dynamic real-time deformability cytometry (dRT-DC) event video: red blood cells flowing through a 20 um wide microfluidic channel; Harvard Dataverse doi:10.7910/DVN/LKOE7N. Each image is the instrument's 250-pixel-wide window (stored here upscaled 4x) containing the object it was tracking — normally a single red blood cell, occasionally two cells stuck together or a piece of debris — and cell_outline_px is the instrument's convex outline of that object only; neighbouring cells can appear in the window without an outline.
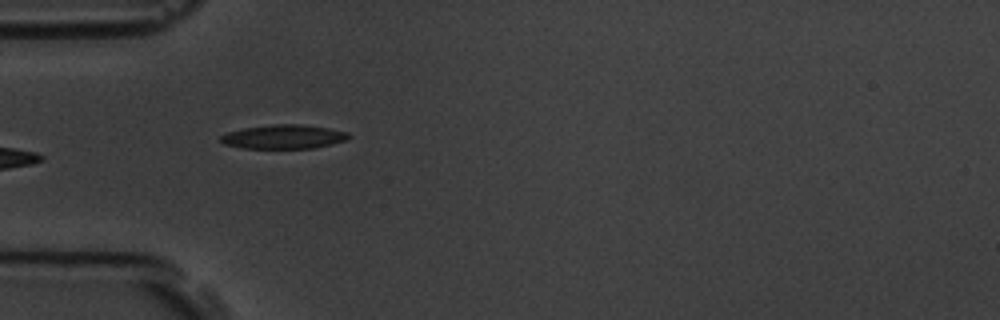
{"species": "common noctule bat (a hibernating species)", "species_latin": "Nyctalus noctula", "temperature_condition": "room temperature", "stored_images_in_passage": 6, "camera_frame_rate_fps": 3000, "um_per_image_px": 0.085, "animal": {"sex": "male", "body_mass_g": 19.5, "forearm_length_mm": 54.6}, "frame": {"image": 1, "passage_image": 5, "time_ms": 5.333, "image_size_px": [1000, 320], "cell_outline_px": [[352, 136], [348, 140], [316, 148], [244, 148], [224, 144], [220, 140], [220, 136], [228, 132], [244, 128], [276, 124], [300, 124], [328, 128], [348, 132]], "centroid_in_image_um": [24.16, 11.63], "position_along_channel_um": 60.8, "area_um2": 17.92}}
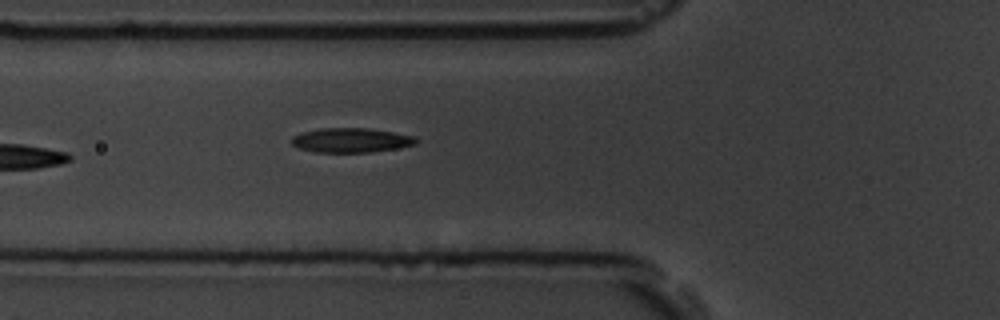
{"frame": {"image": 2, "passage_image": 6, "time_ms": 6.333, "image_size_px": [1000, 320], "cell_outline_px": [[420, 140], [416, 144], [396, 148], [368, 152], [316, 152], [300, 148], [292, 144], [292, 136], [300, 132], [320, 128], [368, 128], [392, 132], [412, 136]], "centroid_in_image_um": [29.82, 11.91], "position_along_channel_um": 96.0, "area_um2": 17.63}}